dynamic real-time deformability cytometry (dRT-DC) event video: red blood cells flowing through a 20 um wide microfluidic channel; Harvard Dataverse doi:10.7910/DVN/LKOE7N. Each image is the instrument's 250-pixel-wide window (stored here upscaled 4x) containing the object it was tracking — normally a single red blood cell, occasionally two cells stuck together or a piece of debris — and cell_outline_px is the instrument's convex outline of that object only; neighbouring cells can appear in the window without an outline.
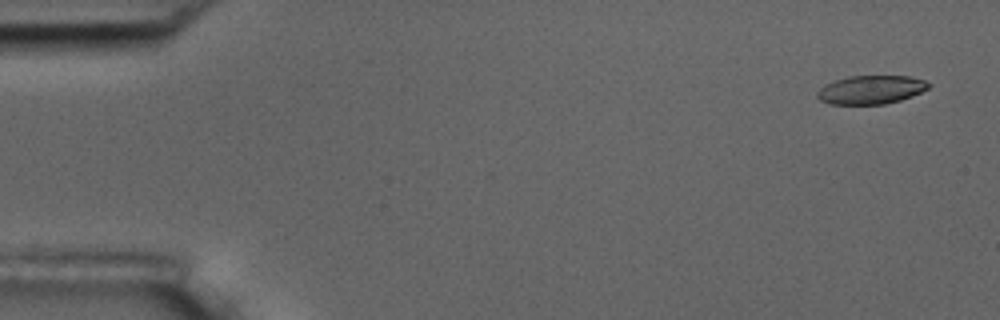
{"species": "common noctule bat (a hibernating species)", "species_latin": "Nyctalus noctula", "temperature_condition": "room temperature", "stored_images_in_passage": 3, "camera_frame_rate_fps": 3000, "um_per_image_px": 0.085, "animal": {"sex": "male", "body_mass_g": 17.5, "forearm_length_mm": 52.3}, "frame": {"image": 1, "passage_image": 1, "time_ms": 0.0, "image_size_px": [1000, 320], "cell_outline_px": [[932, 84], [928, 88], [912, 96], [900, 100], [884, 104], [832, 104], [820, 100], [816, 96], [816, 92], [824, 84], [848, 76], [908, 76], [924, 80]], "centroid_in_image_um": [74.01, 7.62], "position_along_channel_um": 11.0, "area_um2": 18.5}}